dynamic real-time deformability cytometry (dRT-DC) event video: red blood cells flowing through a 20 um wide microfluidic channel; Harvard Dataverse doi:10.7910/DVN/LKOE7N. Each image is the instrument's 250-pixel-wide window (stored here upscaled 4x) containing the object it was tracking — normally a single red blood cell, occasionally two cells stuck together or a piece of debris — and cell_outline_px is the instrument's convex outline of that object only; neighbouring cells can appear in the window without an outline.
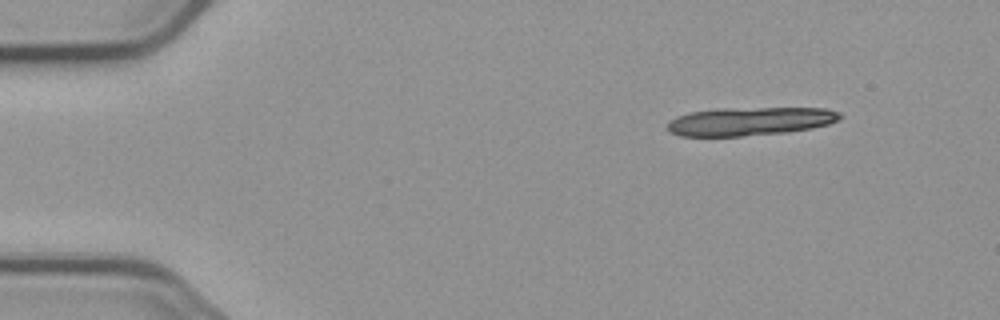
{"species": "common noctule bat (a hibernating species)", "species_latin": "Nyctalus noctula", "temperature_condition": "cold", "stored_images_in_passage": 5, "segment_of_instrument_passage": [2, 2], "camera_frame_rate_fps": 3000, "um_per_image_px": 0.085, "animal": {"sex": "male", "body_mass_g": 23.1, "forearm_length_mm": 52.7}, "frame": {"image": 1, "passage_image": 5, "time_ms": 5.667, "image_size_px": [1000, 320], "cell_outline_px": [[844, 116], [828, 124], [812, 128], [788, 132], [744, 136], [680, 136], [672, 132], [668, 128], [668, 124], [676, 116], [688, 112], [716, 108], [828, 108], [840, 112]], "centroid_in_image_um": [63.77, 10.3], "position_along_channel_um": 21.2, "area_um2": 28.67}}